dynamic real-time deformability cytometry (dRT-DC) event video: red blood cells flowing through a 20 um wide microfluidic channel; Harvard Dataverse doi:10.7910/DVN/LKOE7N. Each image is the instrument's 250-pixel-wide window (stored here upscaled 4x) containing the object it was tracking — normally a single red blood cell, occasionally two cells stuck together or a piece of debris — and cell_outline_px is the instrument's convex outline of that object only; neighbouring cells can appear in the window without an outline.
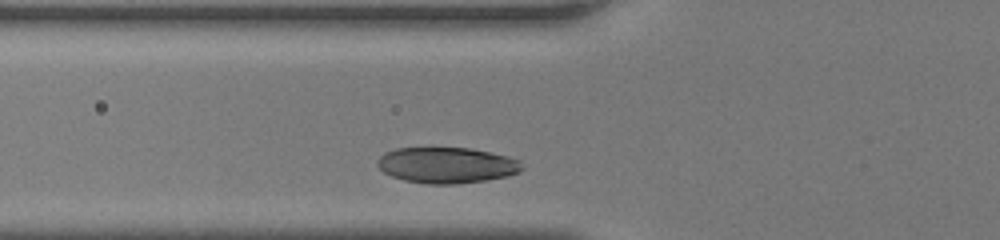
{"species": "human", "species_latin": "Homo sapiens", "temperature_condition": "room temperature", "stored_images_in_passage": 26, "camera_frame_rate_fps": 3000, "um_per_image_px": 0.085, "donor": {"sex": "female"}, "frame": {"image": 1, "passage_image": 2, "time_ms": 0.333, "image_size_px": [1000, 240], "cell_outline_px": [[524, 168], [520, 172], [508, 176], [488, 180], [456, 184], [428, 184], [404, 180], [392, 176], [384, 172], [376, 164], [376, 160], [384, 152], [396, 148], [472, 148], [508, 156], [520, 160]], "centroid_in_image_um": [37.99, 14.04], "position_along_channel_um": 87.8, "area_um2": 30.52}}
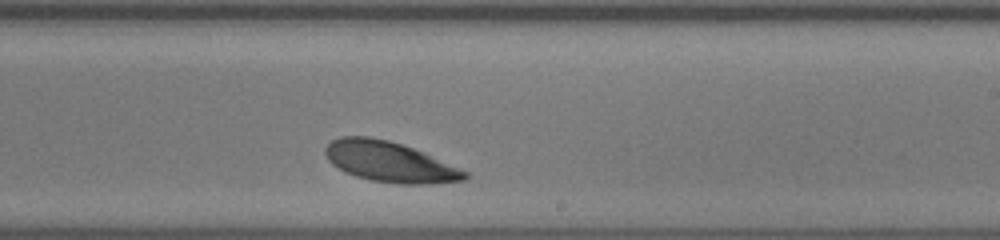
{"frame": {"image": 2, "passage_image": 16, "time_ms": 5.0, "image_size_px": [1000, 240], "cell_outline_px": [[468, 176], [464, 180], [432, 184], [400, 184], [372, 180], [356, 176], [344, 172], [332, 164], [328, 160], [324, 152], [324, 148], [332, 140], [340, 136], [368, 136], [388, 140], [424, 152], [468, 172]], "centroid_in_image_um": [33.09, 13.75], "position_along_channel_um": 255.9, "area_um2": 32.77}}
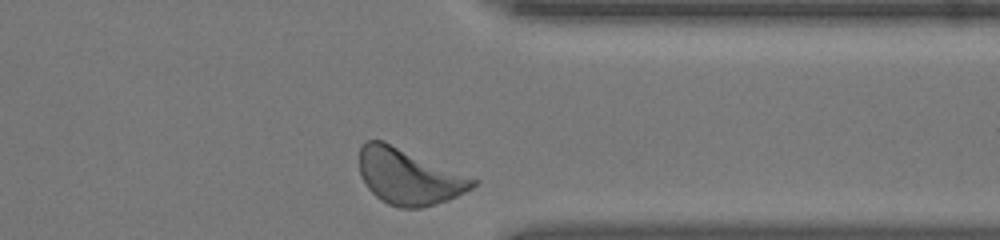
{"frame": {"image": 3, "passage_image": 26, "time_ms": 8.333, "image_size_px": [1000, 240], "cell_outline_px": [[480, 180], [472, 188], [448, 200], [420, 208], [400, 208], [388, 204], [380, 200], [368, 188], [360, 176], [360, 148], [368, 140], [384, 140]], "centroid_in_image_um": [34.76, 15.01], "position_along_channel_um": 376.6, "area_um2": 36.99}}